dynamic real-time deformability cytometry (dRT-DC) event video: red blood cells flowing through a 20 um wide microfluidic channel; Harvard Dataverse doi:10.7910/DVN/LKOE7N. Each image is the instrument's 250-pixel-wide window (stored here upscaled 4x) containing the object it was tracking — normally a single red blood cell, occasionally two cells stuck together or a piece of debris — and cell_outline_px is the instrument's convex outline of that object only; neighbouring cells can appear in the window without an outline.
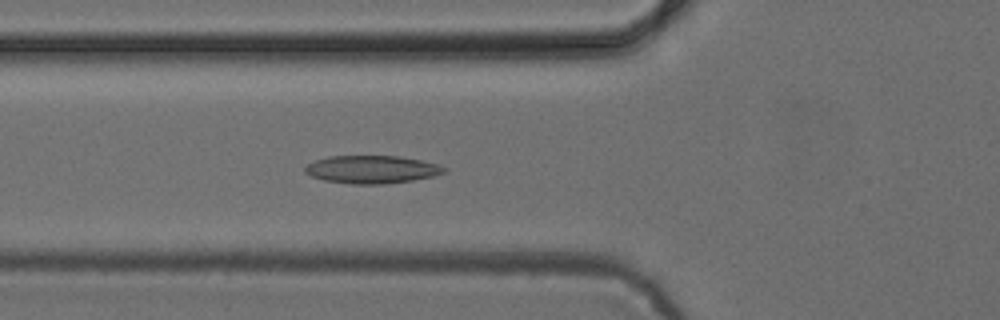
{"species": "common noctule bat (a hibernating species)", "species_latin": "Nyctalus noctula", "temperature_condition": "cold", "stored_images_in_passage": 51, "camera_frame_rate_fps": 3000, "um_per_image_px": 0.085, "animal": {"sex": "female", "body_mass_g": 24.6, "forearm_length_mm": 56.2}, "frame": {"image": 1, "passage_image": 18, "time_ms": 5.667, "image_size_px": [1000, 320], "cell_outline_px": [[448, 168], [444, 172], [432, 176], [412, 180], [384, 184], [352, 184], [324, 180], [312, 176], [304, 172], [304, 168], [308, 164], [316, 160], [328, 156], [400, 156], [420, 160], [436, 164]], "centroid_in_image_um": [31.58, 14.4], "position_along_channel_um": 94.2, "area_um2": 22.43}}
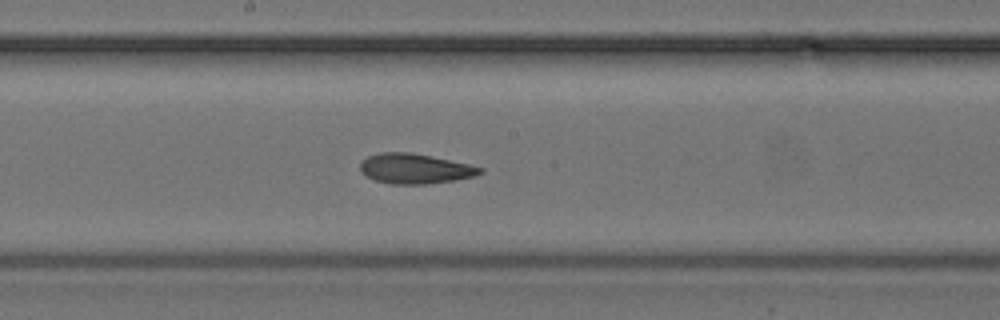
{"frame": {"image": 2, "passage_image": 27, "time_ms": 8.667, "image_size_px": [1000, 320], "cell_outline_px": [[484, 172], [476, 176], [456, 180], [428, 184], [392, 184], [376, 180], [360, 172], [360, 160], [368, 156], [380, 152], [412, 152], [468, 164], [484, 168]], "centroid_in_image_um": [35.28, 14.33], "position_along_channel_um": 212.9, "area_um2": 21.1}}
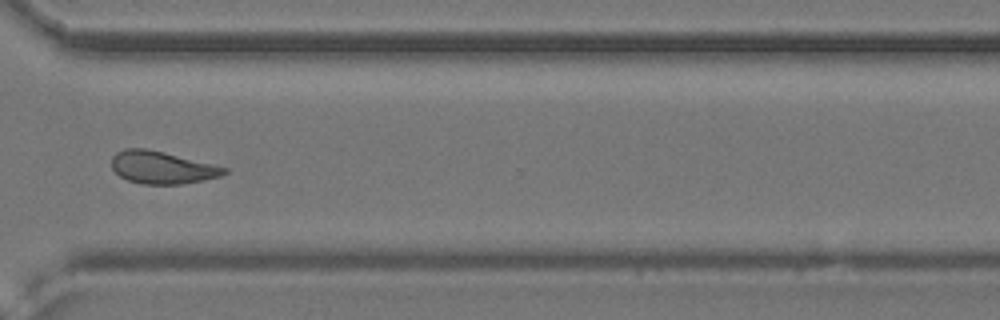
{"frame": {"image": 3, "passage_image": 38, "time_ms": 12.333, "image_size_px": [1000, 320], "cell_outline_px": [[228, 172], [220, 176], [204, 180], [180, 184], [140, 184], [128, 180], [120, 176], [112, 168], [112, 156], [116, 152], [124, 148], [144, 148], [164, 152], [228, 168]], "centroid_in_image_um": [13.75, 14.23], "position_along_channel_um": 356.8, "area_um2": 21.21}, "authors_computed_cell_mechanics": {"area_um2": 21.5594, "velocity_mm_per_s": 3.9329, "shape_relaxation_time_tau1_ms": 5.3599, "shape_relaxation_time_tau2_ms": 2.9845, "deformation_change_tau1": 0.1383, "deformation_change_tau2": 0.1024}}